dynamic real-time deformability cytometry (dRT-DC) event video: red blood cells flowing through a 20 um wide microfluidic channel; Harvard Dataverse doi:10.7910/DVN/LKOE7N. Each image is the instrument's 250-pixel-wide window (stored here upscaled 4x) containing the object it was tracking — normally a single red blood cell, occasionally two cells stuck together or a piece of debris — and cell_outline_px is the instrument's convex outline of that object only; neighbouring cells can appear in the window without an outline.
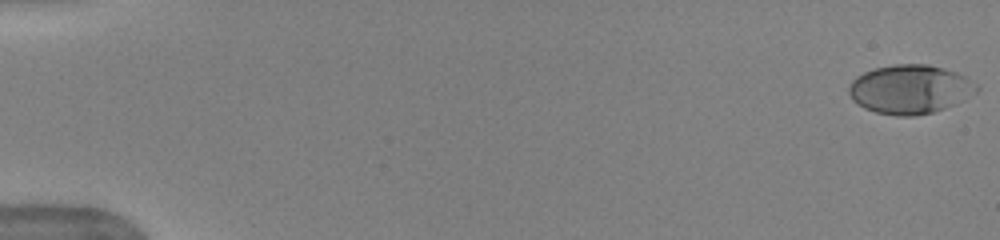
{"species": "human", "species_latin": "Homo sapiens", "temperature_condition": "warm", "stored_images_in_passage": 52, "camera_frame_rate_fps": 3000, "um_per_image_px": 0.085, "donor": {"sex": "female"}, "frame": {"image": 1, "passage_image": 1, "time_ms": 0.0, "image_size_px": [1000, 240], "cell_outline_px": [[980, 88], [976, 92], [944, 108], [932, 112], [912, 116], [896, 116], [876, 112], [864, 108], [852, 100], [848, 92], [848, 88], [852, 80], [856, 76], [864, 72], [876, 68], [896, 64], [928, 64], [944, 68], [956, 72], [964, 76], [976, 84]], "centroid_in_image_um": [77.31, 7.58], "position_along_channel_um": 7.7, "area_um2": 36.18}}
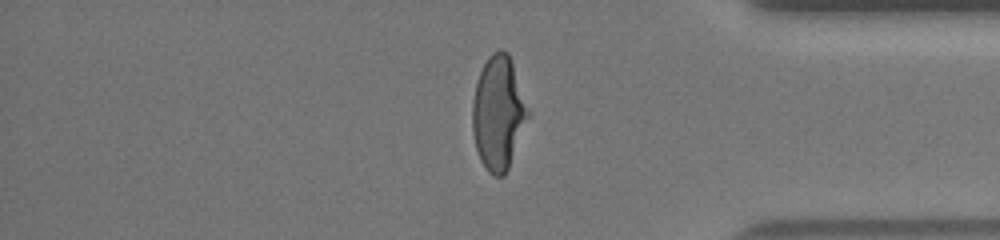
{"frame": {"image": 2, "passage_image": 44, "time_ms": 14.333, "image_size_px": [1000, 240], "cell_outline_px": [[532, 112], [508, 168], [504, 176], [496, 176], [488, 172], [480, 160], [476, 148], [472, 132], [472, 100], [476, 84], [480, 72], [488, 56], [492, 52], [500, 48], [508, 52], [512, 60]], "centroid_in_image_um": [42.39, 9.57], "position_along_channel_um": 392.8, "area_um2": 37.57}}
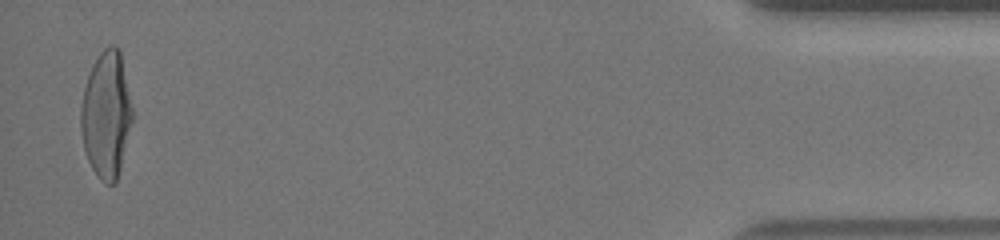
{"frame": {"image": 3, "passage_image": 51, "time_ms": 16.667, "image_size_px": [1000, 240], "cell_outline_px": [[132, 120], [120, 168], [116, 180], [112, 184], [104, 184], [100, 180], [92, 168], [88, 160], [84, 148], [80, 128], [80, 108], [84, 88], [88, 76], [100, 52], [104, 48], [112, 44], [120, 48], [132, 108]], "centroid_in_image_um": [9.02, 9.74], "position_along_channel_um": 426.2, "area_um2": 37.63}, "authors_computed_cell_mechanics": {"area_um2": 36.1828, "velocity_mm_per_s": 3.9712, "shape_relaxation_time_tau1_ms": 3.8719, "shape_relaxation_time_tau2_ms": null, "deformation_change_tau1": 0.2106, "deformation_change_tau2": null}}